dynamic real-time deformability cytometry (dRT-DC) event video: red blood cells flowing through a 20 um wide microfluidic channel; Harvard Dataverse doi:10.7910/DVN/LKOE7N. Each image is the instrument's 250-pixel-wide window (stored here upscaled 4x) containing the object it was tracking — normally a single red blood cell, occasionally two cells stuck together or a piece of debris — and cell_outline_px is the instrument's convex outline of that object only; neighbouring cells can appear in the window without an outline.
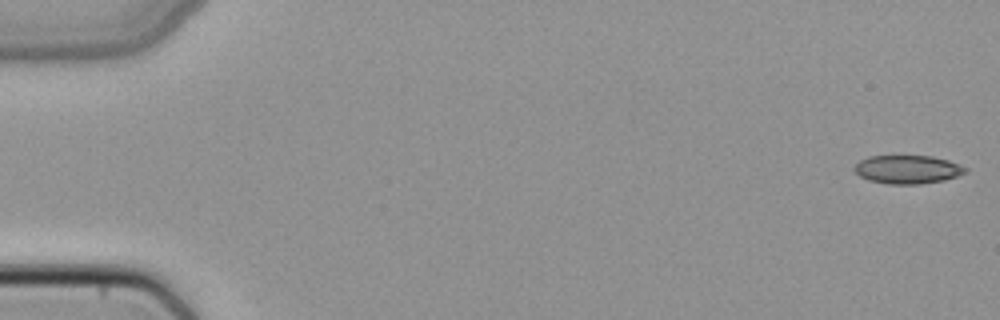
{"species": "common noctule bat (a hibernating species)", "species_latin": "Nyctalus noctula", "temperature_condition": "cold", "stored_images_in_passage": 50, "camera_frame_rate_fps": 3000, "um_per_image_px": 0.085, "animal": {"sex": "female", "body_mass_g": 22.7, "forearm_length_mm": 54.2}, "frame": {"image": 1, "passage_image": 1, "time_ms": 0.0, "image_size_px": [1000, 320], "cell_outline_px": [[968, 172], [944, 180], [920, 184], [888, 184], [868, 180], [860, 176], [852, 168], [860, 160], [868, 156], [932, 156], [948, 160], [960, 164], [968, 168]], "centroid_in_image_um": [77.15, 14.4], "position_along_channel_um": 7.8, "area_um2": 18.5}}
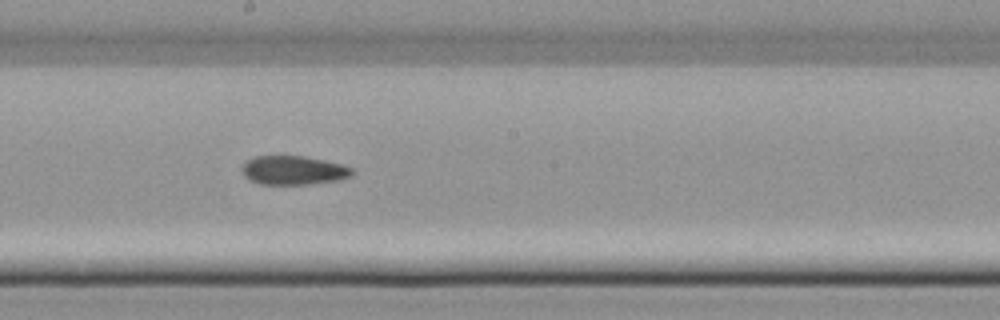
{"frame": {"image": 2, "passage_image": 28, "time_ms": 9.0, "image_size_px": [1000, 320], "cell_outline_px": [[356, 172], [352, 176], [340, 180], [308, 184], [260, 184], [248, 180], [244, 176], [240, 168], [244, 160], [256, 156], [304, 156], [344, 164], [352, 168]], "centroid_in_image_um": [24.94, 14.47], "position_along_channel_um": 223.3, "area_um2": 18.96}}
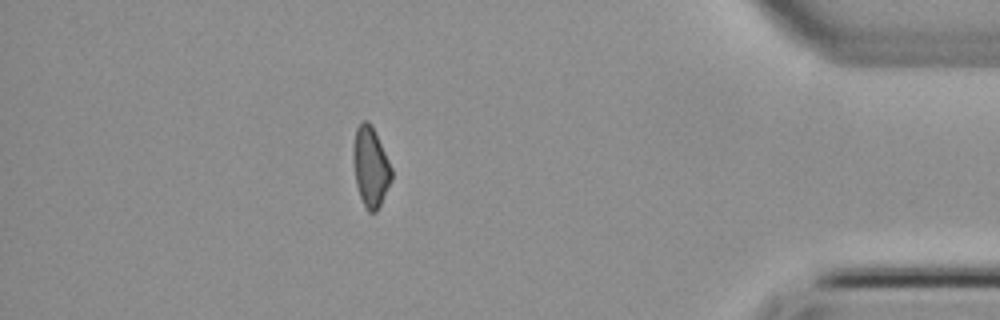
{"frame": {"image": 3, "passage_image": 44, "time_ms": 14.333, "image_size_px": [1000, 320], "cell_outline_px": [[392, 180], [376, 212], [368, 212], [360, 196], [356, 184], [352, 160], [352, 148], [356, 128], [364, 120], [368, 120], [372, 124], [392, 168]], "centroid_in_image_um": [31.49, 14.15], "position_along_channel_um": 403.7, "area_um2": 17.92}}